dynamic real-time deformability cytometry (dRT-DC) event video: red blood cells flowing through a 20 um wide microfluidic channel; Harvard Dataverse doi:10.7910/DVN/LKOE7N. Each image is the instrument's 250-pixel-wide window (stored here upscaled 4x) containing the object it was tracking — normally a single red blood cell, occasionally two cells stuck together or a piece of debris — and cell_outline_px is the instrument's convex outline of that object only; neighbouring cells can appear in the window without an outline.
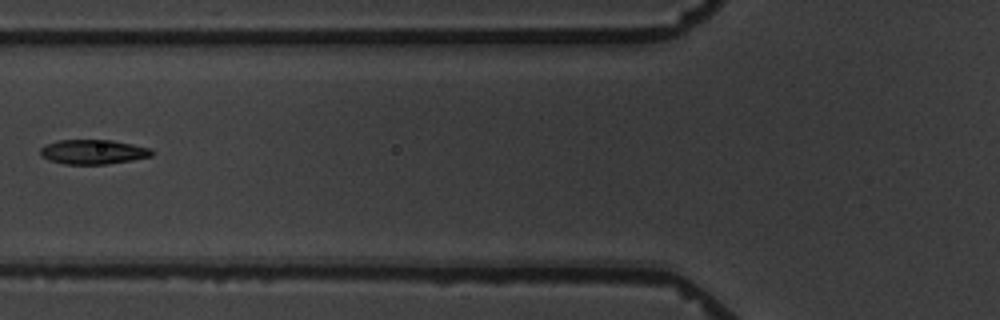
{"species": "common noctule bat (a hibernating species)", "species_latin": "Nyctalus noctula", "temperature_condition": "warm", "stored_images_in_passage": 8, "camera_frame_rate_fps": 3000, "um_per_image_px": 0.085, "animal": {"sex": "male", "body_mass_g": 19.5, "forearm_length_mm": 54.6}, "frame": {"image": 1, "passage_image": 5, "time_ms": 4.667, "image_size_px": [1000, 320], "cell_outline_px": [[156, 152], [152, 156], [132, 160], [108, 164], [64, 164], [48, 160], [40, 156], [40, 148], [44, 144], [56, 140], [112, 140], [152, 148]], "centroid_in_image_um": [7.91, 12.91], "position_along_channel_um": 117.9, "area_um2": 16.24}}
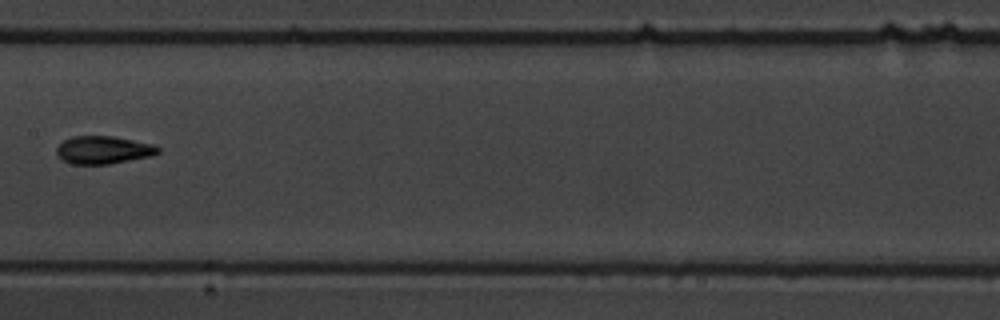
{"frame": {"image": 2, "passage_image": 7, "time_ms": 7.0, "image_size_px": [1000, 320], "cell_outline_px": [[160, 152], [152, 156], [108, 164], [72, 164], [64, 160], [56, 152], [56, 148], [64, 140], [72, 136], [112, 136], [152, 144], [160, 148]], "centroid_in_image_um": [8.79, 12.74], "position_along_channel_um": 198.6, "area_um2": 16.3}}
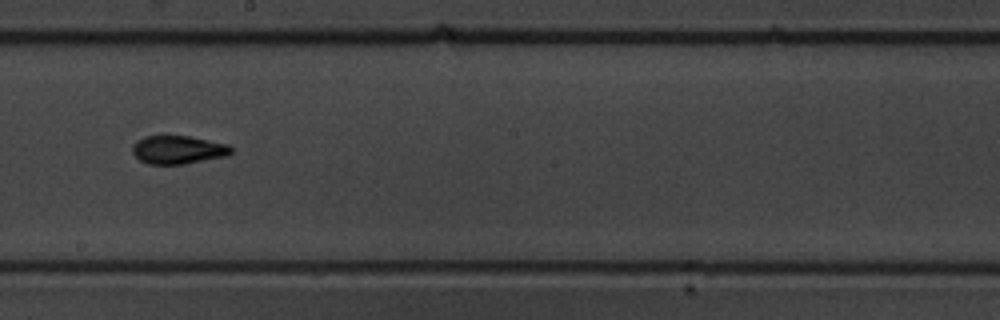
{"frame": {"image": 3, "passage_image": 8, "time_ms": 8.0, "image_size_px": [1000, 320], "cell_outline_px": [[232, 152], [228, 156], [184, 164], [148, 164], [140, 160], [132, 152], [132, 144], [136, 140], [144, 136], [188, 136], [228, 144], [232, 148]], "centroid_in_image_um": [15.13, 12.73], "position_along_channel_um": 233.1, "area_um2": 16.36}}